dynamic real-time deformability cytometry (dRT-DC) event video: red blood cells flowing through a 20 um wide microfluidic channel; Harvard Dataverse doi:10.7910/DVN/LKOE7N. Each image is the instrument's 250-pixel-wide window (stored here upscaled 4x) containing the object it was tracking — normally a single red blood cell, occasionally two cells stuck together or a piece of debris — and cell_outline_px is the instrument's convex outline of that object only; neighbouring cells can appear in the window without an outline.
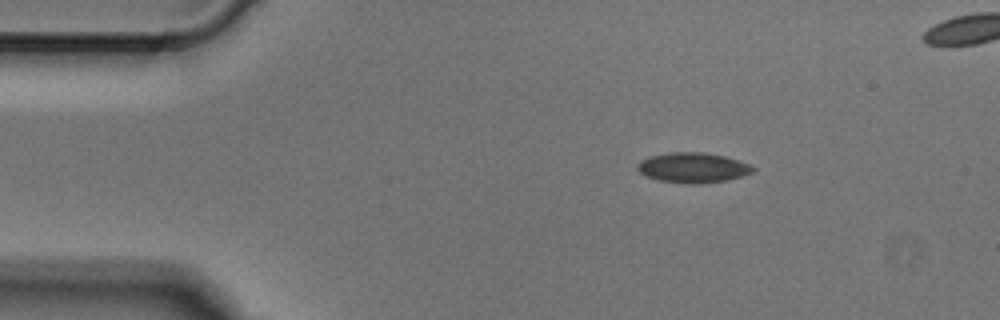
{"species": "Egyptian fruit bat (a non-hibernating species)", "species_latin": "Rousettus aegyptiacus", "temperature_condition": "cold", "stored_images_in_passage": 3, "camera_frame_rate_fps": 3000, "um_per_image_px": 0.085, "animal": {"sex": "male"}, "frame": {"image": 1, "passage_image": 1, "time_ms": 0.0, "image_size_px": [1000, 320], "cell_outline_px": [[756, 168], [752, 172], [728, 180], [700, 184], [688, 184], [660, 180], [644, 176], [636, 168], [636, 164], [640, 160], [648, 156], [668, 152], [704, 152], [724, 156], [748, 164]], "centroid_in_image_um": [58.83, 14.25], "position_along_channel_um": 26.2, "area_um2": 20.35}}